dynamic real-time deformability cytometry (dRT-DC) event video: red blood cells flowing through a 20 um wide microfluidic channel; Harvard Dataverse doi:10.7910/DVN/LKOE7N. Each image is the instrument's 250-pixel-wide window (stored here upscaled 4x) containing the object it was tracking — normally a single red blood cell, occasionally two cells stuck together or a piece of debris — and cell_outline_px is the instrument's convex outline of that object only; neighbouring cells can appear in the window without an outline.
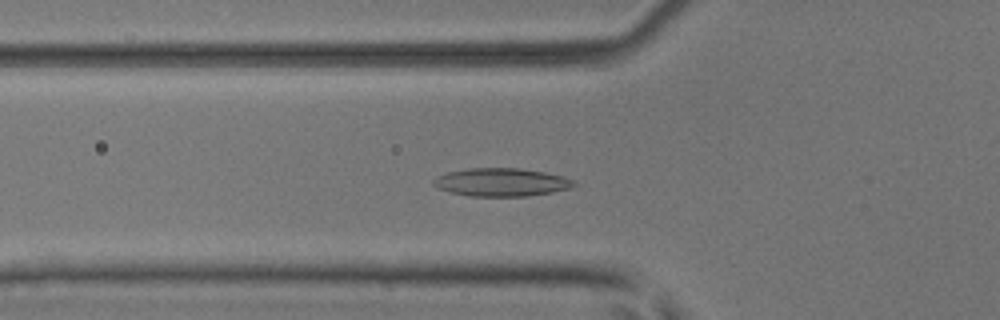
{"species": "common noctule bat (a hibernating species)", "species_latin": "Nyctalus noctula", "temperature_condition": "room temperature", "stored_images_in_passage": 53, "segment_of_instrument_passage": [1, 2], "camera_frame_rate_fps": 3000, "um_per_image_px": 0.085, "animal": {"sex": "male", "body_mass_g": 17.9, "forearm_length_mm": 54.2}, "frame": {"image": 1, "passage_image": 18, "time_ms": 5.667, "image_size_px": [1000, 320], "cell_outline_px": [[576, 184], [568, 188], [552, 192], [528, 196], [468, 196], [452, 192], [440, 188], [432, 184], [432, 180], [436, 176], [448, 172], [468, 168], [520, 168], [544, 172], [560, 176], [572, 180]], "centroid_in_image_um": [42.57, 15.48], "position_along_channel_um": 83.2, "area_um2": 22.77}}
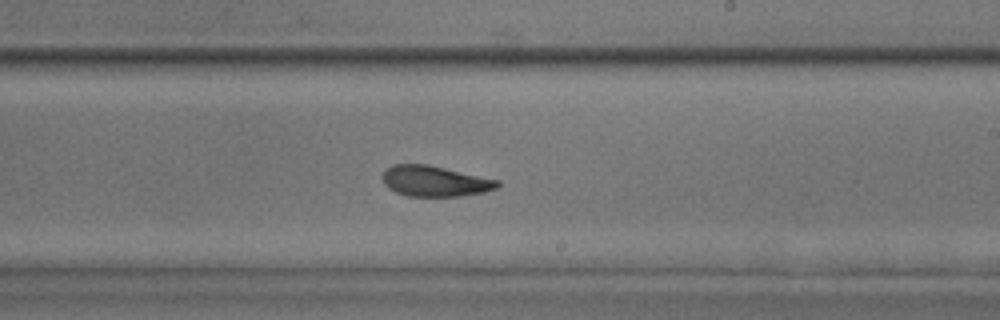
{"frame": {"image": 2, "passage_image": 31, "time_ms": 10.0, "image_size_px": [1000, 320], "cell_outline_px": [[500, 184], [496, 188], [484, 192], [460, 196], [408, 196], [396, 192], [388, 188], [384, 184], [380, 176], [384, 168], [392, 164], [428, 164], [500, 180]], "centroid_in_image_um": [36.91, 15.38], "position_along_channel_um": 252.1, "area_um2": 20.81}}
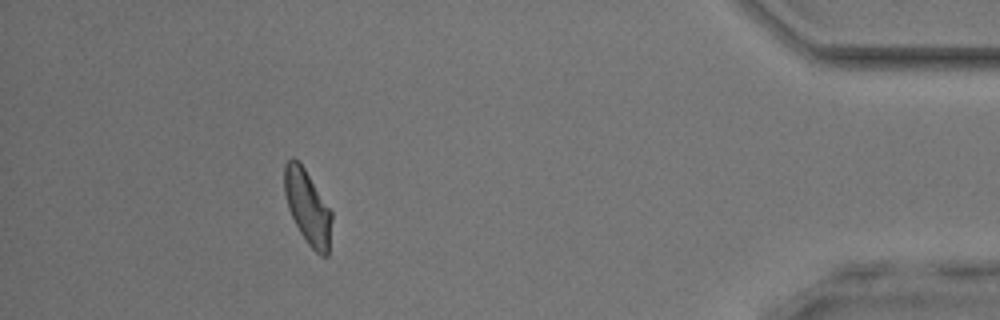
{"frame": {"image": 3, "passage_image": 47, "time_ms": 15.333, "image_size_px": [1000, 320], "cell_outline_px": [[332, 220], [328, 256], [320, 256], [308, 244], [300, 232], [288, 208], [284, 192], [284, 164], [292, 156], [304, 168], [332, 212]], "centroid_in_image_um": [26.15, 17.62], "position_along_channel_um": 409.1, "area_um2": 20.23}}